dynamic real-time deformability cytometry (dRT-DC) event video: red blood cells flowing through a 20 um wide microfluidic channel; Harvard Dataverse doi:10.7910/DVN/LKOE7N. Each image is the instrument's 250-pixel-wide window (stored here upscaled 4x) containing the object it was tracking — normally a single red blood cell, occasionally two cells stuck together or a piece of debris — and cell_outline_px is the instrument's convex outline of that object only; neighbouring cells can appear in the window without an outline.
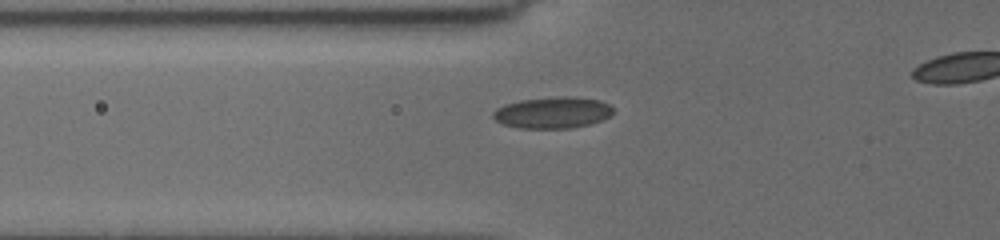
{"species": "common noctule bat (a hibernating species)", "species_latin": "Nyctalus noctula", "temperature_condition": "cold", "stored_images_in_passage": 25, "camera_frame_rate_fps": 3000, "um_per_image_px": 0.085, "animal": {"sex": "female", "body_mass_g": 19.5, "forearm_length_mm": 54.1}, "frame": {"image": 1, "passage_image": 11, "time_ms": 7.333, "image_size_px": [1000, 240], "cell_outline_px": [[612, 116], [604, 120], [592, 124], [568, 128], [520, 128], [504, 124], [496, 120], [492, 116], [492, 112], [496, 108], [504, 104], [520, 100], [556, 96], [564, 96], [600, 100], [608, 104], [612, 108]], "centroid_in_image_um": [46.98, 9.57], "position_along_channel_um": 78.8, "area_um2": 22.08}}
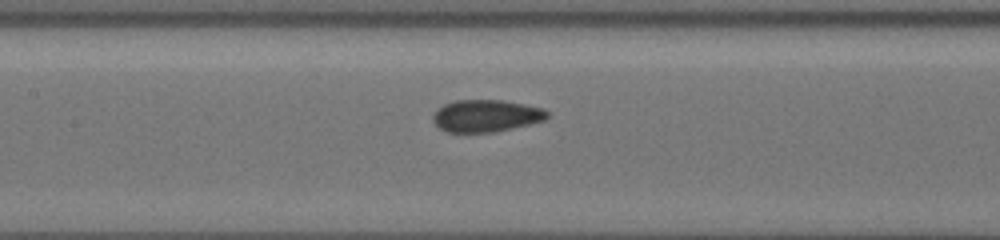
{"frame": {"image": 2, "passage_image": 17, "time_ms": 9.667, "image_size_px": [1000, 240], "cell_outline_px": [[548, 116], [544, 120], [496, 132], [448, 132], [440, 128], [432, 120], [432, 112], [436, 108], [444, 104], [456, 100], [504, 100], [544, 108], [548, 112]], "centroid_in_image_um": [41.28, 9.83], "position_along_channel_um": 166.1, "area_um2": 21.5}}
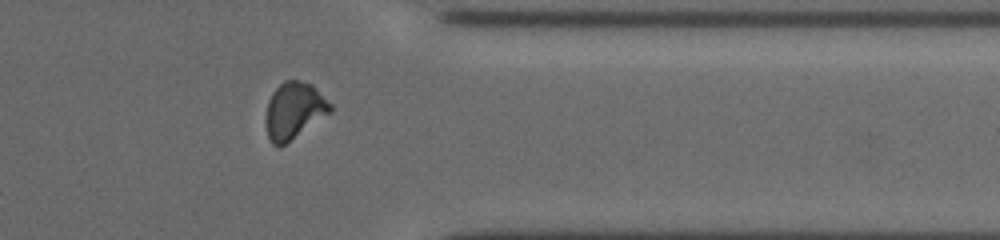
{"frame": {"image": 3, "passage_image": 23, "time_ms": 15.667, "image_size_px": [1000, 240], "cell_outline_px": [[332, 112], [280, 148], [272, 144], [268, 136], [264, 120], [268, 100], [272, 92], [284, 80], [296, 80], [312, 84], [332, 104]], "centroid_in_image_um": [24.98, 9.42], "position_along_channel_um": 386.4, "area_um2": 21.62}, "authors_computed_cell_mechanics": {"area_um2": 21.2704, "velocity_mm_per_s": 3.7543, "shape_relaxation_time_tau1_ms": null, "shape_relaxation_time_tau2_ms": 1.3452, "deformation_change_tau1": null, "deformation_change_tau2": 0.0503}}